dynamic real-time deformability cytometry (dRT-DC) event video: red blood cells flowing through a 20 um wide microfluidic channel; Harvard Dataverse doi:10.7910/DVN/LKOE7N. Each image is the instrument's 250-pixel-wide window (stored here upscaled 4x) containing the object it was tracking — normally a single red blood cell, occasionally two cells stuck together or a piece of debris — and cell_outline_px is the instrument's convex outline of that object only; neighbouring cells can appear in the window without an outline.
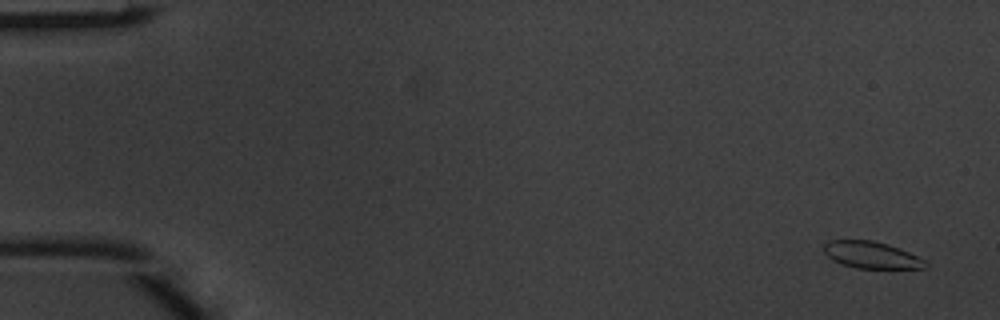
{"species": "common noctule bat (a hibernating species)", "species_latin": "Nyctalus noctula", "temperature_condition": "warm", "stored_images_in_passage": 5, "camera_frame_rate_fps": 3000, "um_per_image_px": 0.085, "animal": {"sex": "male", "body_mass_g": 20.1, "forearm_length_mm": 53.5}, "frame": {"image": 1, "passage_image": 1, "time_ms": 0.0, "image_size_px": [1000, 320], "cell_outline_px": [[928, 268], [856, 268], [832, 260], [824, 252], [824, 244], [828, 240], [872, 240], [888, 244], [908, 252], [924, 260], [928, 264]], "centroid_in_image_um": [74.06, 21.67], "position_along_channel_um": 10.9, "area_um2": 15.72}}